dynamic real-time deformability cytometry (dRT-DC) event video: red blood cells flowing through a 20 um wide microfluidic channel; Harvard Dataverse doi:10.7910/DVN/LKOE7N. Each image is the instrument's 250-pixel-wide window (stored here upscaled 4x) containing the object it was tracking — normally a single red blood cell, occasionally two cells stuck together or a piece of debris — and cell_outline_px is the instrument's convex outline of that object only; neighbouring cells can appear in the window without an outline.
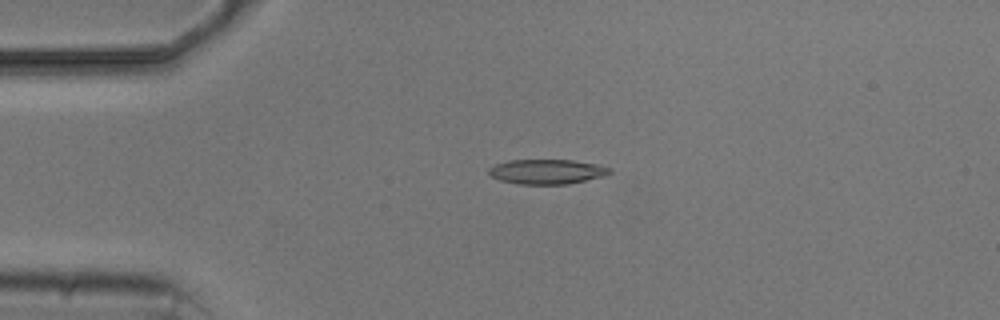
{"species": "common noctule bat (a hibernating species)", "species_latin": "Nyctalus noctula", "temperature_condition": "cold", "stored_images_in_passage": 4, "camera_frame_rate_fps": 3000, "um_per_image_px": 0.085, "animal": {"sex": "male", "body_mass_g": 20.5, "forearm_length_mm": 52.5}, "frame": {"image": 1, "passage_image": 2, "time_ms": 2.0, "image_size_px": [1000, 320], "cell_outline_px": [[612, 172], [604, 176], [568, 184], [520, 184], [500, 180], [492, 176], [488, 172], [488, 168], [496, 164], [508, 160], [572, 160], [596, 164], [612, 168]], "centroid_in_image_um": [46.5, 14.59], "position_along_channel_um": 38.5, "area_um2": 17.4}}
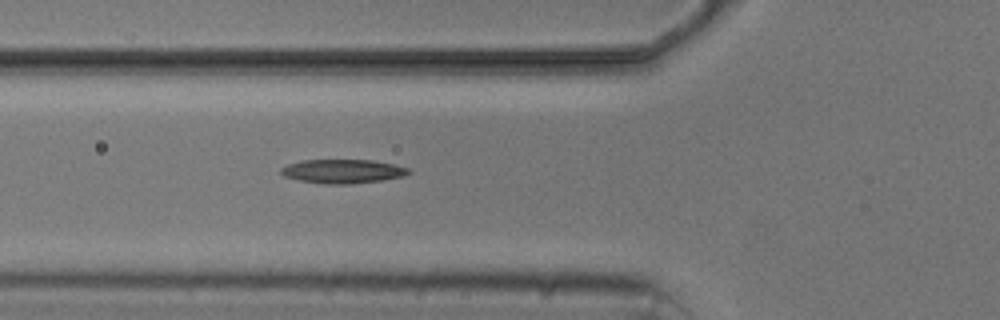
{"frame": {"image": 2, "passage_image": 4, "time_ms": 4.333, "image_size_px": [1000, 320], "cell_outline_px": [[412, 172], [404, 176], [380, 180], [352, 184], [324, 184], [296, 180], [284, 176], [280, 172], [280, 168], [288, 164], [304, 160], [372, 160], [392, 164], [408, 168]], "centroid_in_image_um": [29.1, 14.56], "position_along_channel_um": 96.7, "area_um2": 17.8}}